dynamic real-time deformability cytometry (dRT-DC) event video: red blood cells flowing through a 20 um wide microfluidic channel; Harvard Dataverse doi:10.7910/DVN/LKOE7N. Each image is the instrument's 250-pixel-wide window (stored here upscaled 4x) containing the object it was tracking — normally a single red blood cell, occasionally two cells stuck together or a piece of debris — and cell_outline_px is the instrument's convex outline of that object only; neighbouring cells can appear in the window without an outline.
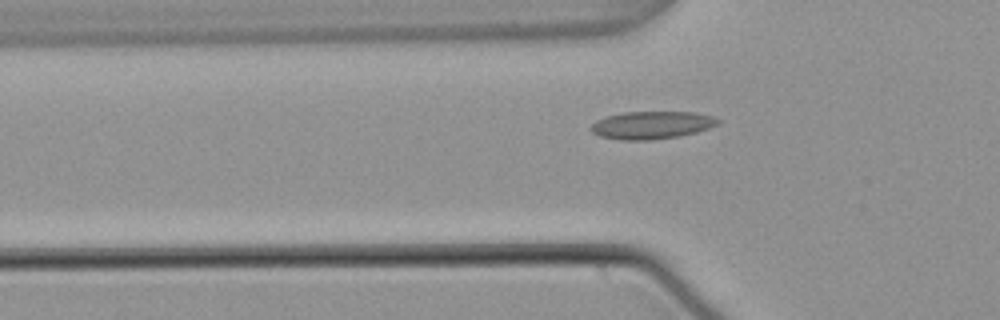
{"species": "common noctule bat (a hibernating species)", "species_latin": "Nyctalus noctula", "temperature_condition": "warm", "stored_images_in_passage": 50, "camera_frame_rate_fps": 3000, "um_per_image_px": 0.085, "animal": {"sex": "male", "body_mass_g": 21.5, "forearm_length_mm": 52.0}, "frame": {"image": 1, "passage_image": 18, "time_ms": 5.667, "image_size_px": [1000, 320], "cell_outline_px": [[720, 124], [696, 132], [680, 136], [652, 140], [620, 140], [600, 136], [592, 132], [588, 128], [596, 120], [604, 116], [624, 112], [696, 112], [712, 116], [720, 120]], "centroid_in_image_um": [55.37, 10.63], "position_along_channel_um": 70.4, "area_um2": 20.69}}
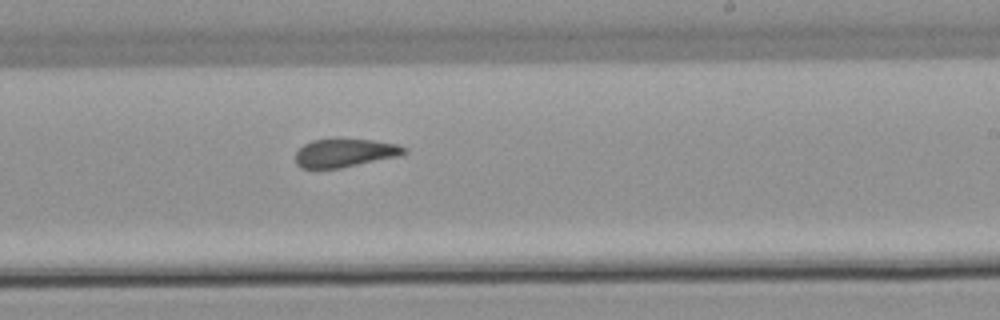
{"frame": {"image": 2, "passage_image": 33, "time_ms": 10.667, "image_size_px": [1000, 320], "cell_outline_px": [[408, 152], [400, 156], [340, 168], [300, 168], [296, 164], [296, 152], [304, 144], [312, 140], [372, 140], [396, 144], [408, 148]], "centroid_in_image_um": [29.34, 13.01], "position_along_channel_um": 259.7, "area_um2": 17.74}}
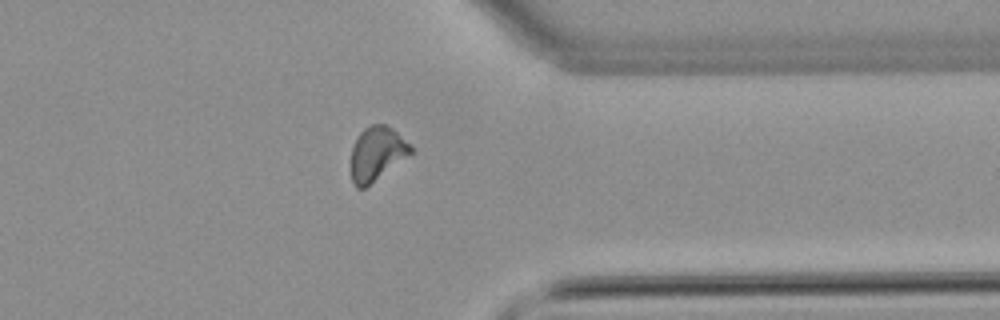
{"frame": {"image": 3, "passage_image": 43, "time_ms": 14.0, "image_size_px": [1000, 320], "cell_outline_px": [[412, 152], [364, 188], [356, 188], [352, 184], [352, 148], [360, 132], [364, 128], [372, 124], [384, 124], [392, 128], [412, 148]], "centroid_in_image_um": [31.99, 13.05], "position_along_channel_um": 379.4, "area_um2": 18.09}, "authors_computed_cell_mechanics": {"area_um2": 19.0451, "velocity_mm_per_s": 3.793, "shape_relaxation_time_tau1_ms": null, "shape_relaxation_time_tau2_ms": 1.5044, "deformation_change_tau1": null, "deformation_change_tau2": 0.0703}}